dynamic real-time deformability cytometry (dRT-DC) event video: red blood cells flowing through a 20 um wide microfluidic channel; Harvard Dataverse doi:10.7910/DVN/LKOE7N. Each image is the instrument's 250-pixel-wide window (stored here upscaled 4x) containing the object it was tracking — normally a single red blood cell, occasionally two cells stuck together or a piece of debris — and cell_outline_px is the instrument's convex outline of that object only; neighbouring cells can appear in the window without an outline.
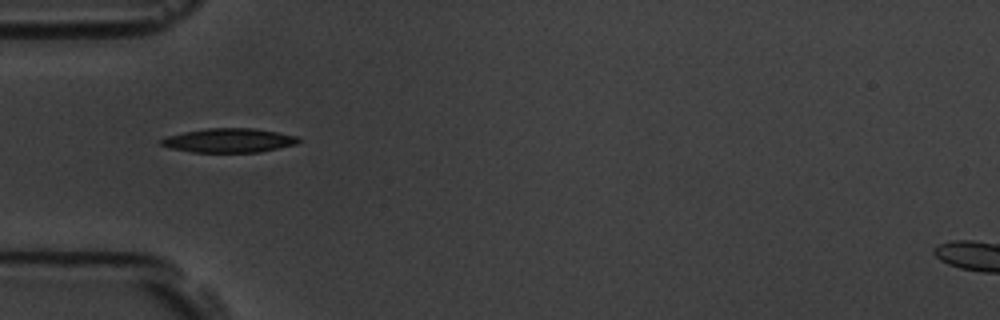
{"species": "common noctule bat (a hibernating species)", "species_latin": "Nyctalus noctula", "temperature_condition": "room temperature", "stored_images_in_passage": 6, "camera_frame_rate_fps": 3000, "um_per_image_px": 0.085, "animal": {"sex": "male", "body_mass_g": 19.5, "forearm_length_mm": 54.6}, "frame": {"image": 1, "passage_image": 1, "time_ms": 0.0, "image_size_px": [1000, 320], "cell_outline_px": [[300, 140], [296, 144], [260, 152], [192, 152], [168, 148], [160, 144], [160, 140], [168, 136], [184, 132], [208, 128], [256, 128], [296, 136]], "centroid_in_image_um": [19.44, 11.94], "position_along_channel_um": 65.6, "area_um2": 19.19}}
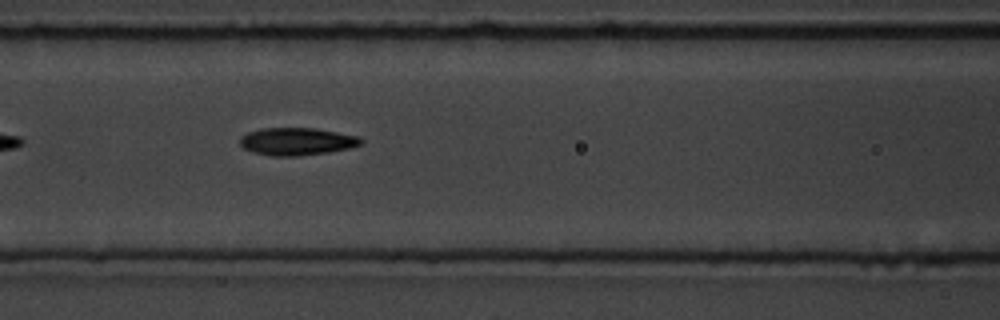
{"frame": {"image": 2, "passage_image": 3, "time_ms": 2.0, "image_size_px": [1000, 320], "cell_outline_px": [[364, 144], [348, 148], [328, 152], [300, 156], [272, 156], [252, 152], [244, 148], [240, 144], [240, 136], [248, 132], [264, 128], [316, 128], [360, 136], [364, 140]], "centroid_in_image_um": [25.26, 12.02], "position_along_channel_um": 141.3, "area_um2": 19.59}}
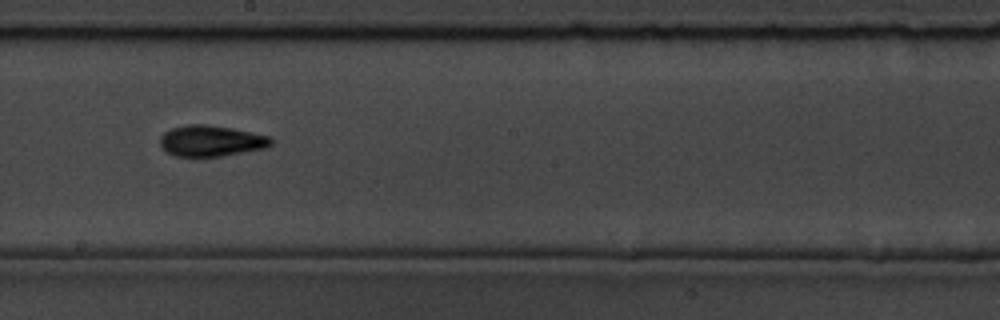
{"frame": {"image": 3, "passage_image": 5, "time_ms": 4.333, "image_size_px": [1000, 320], "cell_outline_px": [[272, 144], [268, 148], [220, 156], [176, 156], [168, 152], [160, 144], [160, 136], [164, 132], [172, 128], [188, 124], [204, 124], [232, 128], [272, 136]], "centroid_in_image_um": [17.99, 11.96], "position_along_channel_um": 230.2, "area_um2": 20.06}}